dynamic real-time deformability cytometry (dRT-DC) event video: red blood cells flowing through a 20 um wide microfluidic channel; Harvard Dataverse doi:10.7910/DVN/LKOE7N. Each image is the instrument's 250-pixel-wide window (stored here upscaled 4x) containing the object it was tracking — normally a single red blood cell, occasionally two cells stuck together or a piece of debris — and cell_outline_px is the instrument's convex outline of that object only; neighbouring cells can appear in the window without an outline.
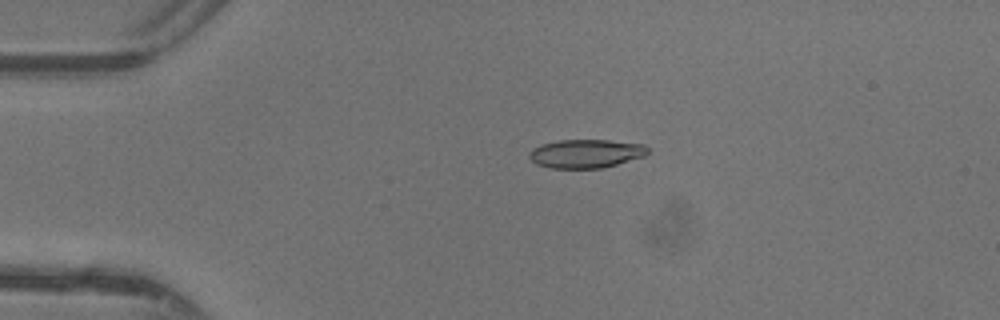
{"species": "common noctule bat (a hibernating species)", "species_latin": "Nyctalus noctula", "temperature_condition": "warm", "stored_images_in_passage": 40, "camera_frame_rate_fps": 3000, "um_per_image_px": 0.085, "animal": {"sex": "female"}, "frame": {"image": 1, "passage_image": 3, "time_ms": 0.667, "image_size_px": [1000, 320], "cell_outline_px": [[648, 152], [644, 156], [616, 164], [600, 168], [548, 168], [536, 164], [528, 156], [528, 152], [532, 148], [544, 144], [560, 140], [608, 140], [644, 144], [648, 148]], "centroid_in_image_um": [49.78, 13.05], "position_along_channel_um": 35.2, "area_um2": 19.65}}
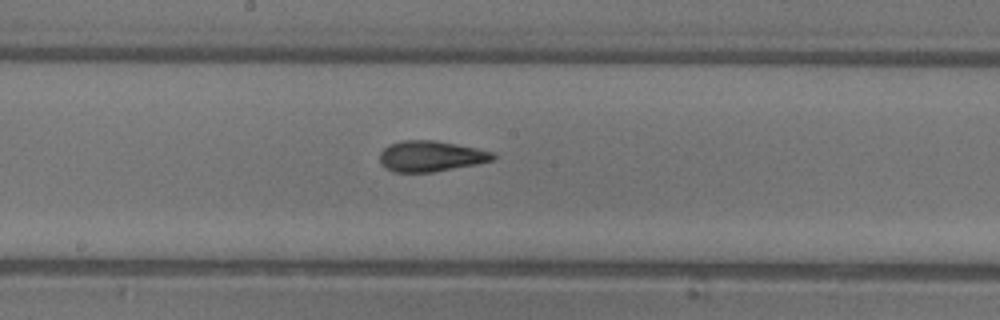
{"frame": {"image": 2, "passage_image": 18, "time_ms": 5.667, "image_size_px": [1000, 320], "cell_outline_px": [[496, 156], [492, 160], [476, 164], [432, 172], [392, 172], [384, 168], [380, 164], [380, 152], [388, 144], [400, 140], [436, 140], [476, 148], [492, 152]], "centroid_in_image_um": [36.55, 13.27], "position_along_channel_um": 211.6, "area_um2": 20.35}}
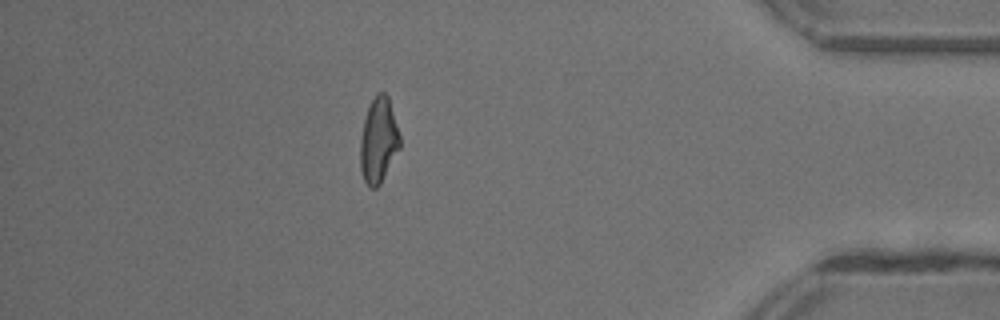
{"frame": {"image": 3, "passage_image": 34, "time_ms": 11.0, "image_size_px": [1000, 320], "cell_outline_px": [[400, 148], [380, 184], [376, 188], [368, 188], [364, 180], [360, 168], [360, 140], [364, 120], [368, 108], [376, 92], [384, 92], [388, 96], [400, 136]], "centroid_in_image_um": [32.17, 11.95], "position_along_channel_um": 403.0, "area_um2": 19.65}, "authors_computed_cell_mechanics": {"area_um2": 19.8543, "velocity_mm_per_s": 4.4033, "shape_relaxation_time_tau1_ms": 8.4275, "shape_relaxation_time_tau2_ms": 1.5, "deformation_change_tau1": 0.2665, "deformation_change_tau2": 0.094}}